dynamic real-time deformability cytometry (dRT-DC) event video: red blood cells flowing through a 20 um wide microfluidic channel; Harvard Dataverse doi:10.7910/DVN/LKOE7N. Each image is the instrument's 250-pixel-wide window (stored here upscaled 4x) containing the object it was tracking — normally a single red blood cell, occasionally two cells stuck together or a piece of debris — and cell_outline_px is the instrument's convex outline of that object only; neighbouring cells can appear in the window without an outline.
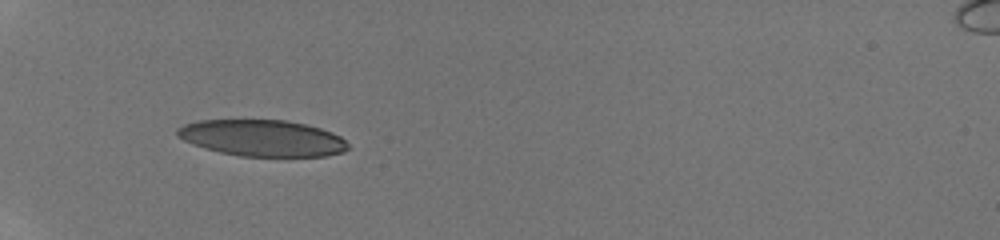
{"species": "human", "species_latin": "Homo sapiens", "temperature_condition": "room temperature", "stored_images_in_passage": 23, "camera_frame_rate_fps": 3000, "um_per_image_px": 0.085, "donor": {"sex": "male"}, "frame": {"image": 1, "passage_image": 1, "time_ms": 0.0, "image_size_px": [1000, 240], "cell_outline_px": [[352, 148], [344, 152], [328, 156], [240, 156], [220, 152], [204, 148], [192, 144], [176, 136], [176, 128], [184, 124], [196, 120], [288, 120], [320, 128], [332, 132], [340, 136]], "centroid_in_image_um": [22.3, 11.73], "position_along_channel_um": 62.7, "area_um2": 36.47}}
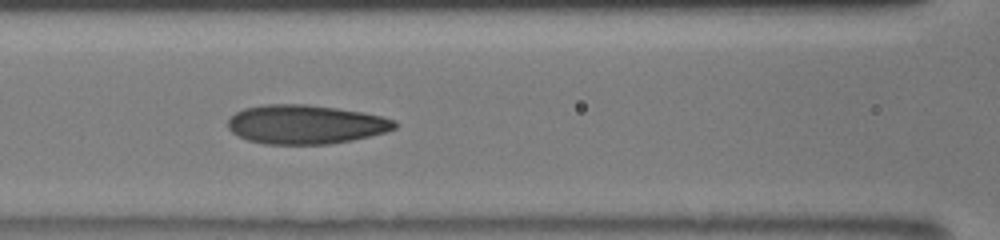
{"frame": {"image": 2, "passage_image": 9, "time_ms": 2.333, "image_size_px": [1000, 240], "cell_outline_px": [[396, 128], [388, 132], [352, 140], [328, 144], [264, 144], [248, 140], [232, 132], [228, 128], [228, 120], [236, 112], [244, 108], [264, 104], [308, 104], [364, 112], [396, 120]], "centroid_in_image_um": [25.99, 10.57], "position_along_channel_um": 140.6, "area_um2": 38.03}}
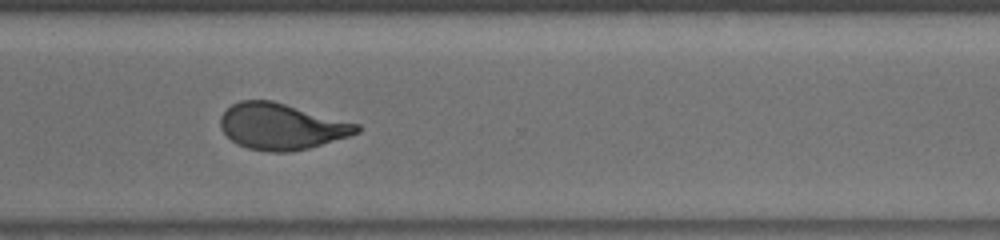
{"frame": {"image": 3, "passage_image": 22, "time_ms": 7.333, "image_size_px": [1000, 240], "cell_outline_px": [[360, 132], [348, 136], [308, 148], [288, 152], [268, 152], [248, 148], [236, 144], [220, 128], [220, 116], [232, 104], [240, 100], [272, 100], [360, 124]], "centroid_in_image_um": [23.91, 10.74], "position_along_channel_um": 346.7, "area_um2": 36.59}}